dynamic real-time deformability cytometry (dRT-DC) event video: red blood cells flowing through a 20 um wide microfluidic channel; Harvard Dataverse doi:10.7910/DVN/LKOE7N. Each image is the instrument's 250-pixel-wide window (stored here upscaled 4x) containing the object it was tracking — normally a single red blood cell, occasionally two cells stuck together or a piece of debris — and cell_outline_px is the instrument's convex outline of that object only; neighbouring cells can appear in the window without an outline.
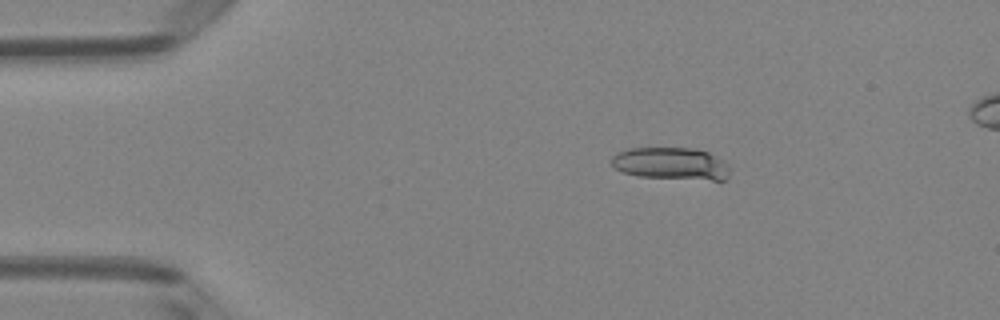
{"species": "Egyptian fruit bat (a non-hibernating species)", "species_latin": "Rousettus aegyptiacus", "temperature_condition": "room temperature", "stored_images_in_passage": 43, "segment_of_instrument_passage": [1, 2], "camera_frame_rate_fps": 3000, "um_per_image_px": 0.085, "animal": {"sex": "female"}, "frame": {"image": 1, "passage_image": 1, "time_ms": 0.0, "image_size_px": [1000, 320], "cell_outline_px": [[728, 176], [724, 180], [712, 180], [640, 176], [624, 172], [616, 168], [612, 164], [612, 156], [616, 152], [628, 148], [692, 148], [708, 152], [724, 160], [728, 164]], "centroid_in_image_um": [57.05, 13.89], "position_along_channel_um": 27.9, "area_um2": 22.14}}
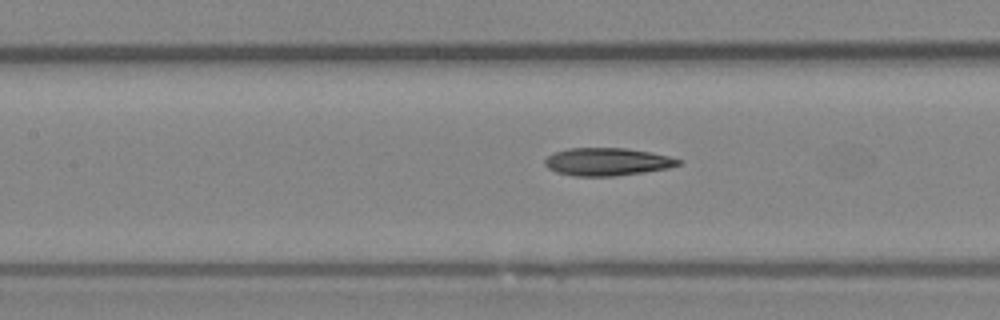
{"frame": {"image": 2, "passage_image": 15, "time_ms": 4.667, "image_size_px": [1000, 320], "cell_outline_px": [[684, 160], [680, 164], [668, 168], [644, 172], [616, 176], [572, 176], [556, 172], [548, 168], [544, 164], [544, 160], [552, 152], [568, 148], [624, 148], [648, 152], [668, 156]], "centroid_in_image_um": [51.58, 13.75], "position_along_channel_um": 155.8, "area_um2": 21.68}}
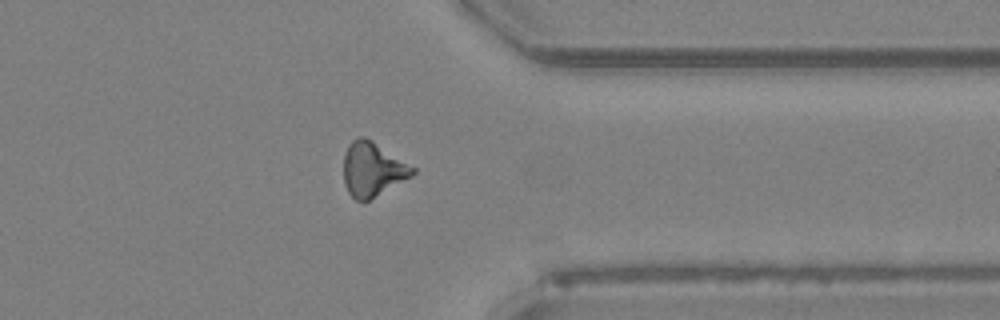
{"frame": {"image": 3, "passage_image": 32, "time_ms": 10.333, "image_size_px": [1000, 320], "cell_outline_px": [[416, 172], [412, 176], [364, 204], [356, 200], [348, 192], [344, 184], [344, 156], [348, 144], [352, 140], [360, 136], [364, 136], [372, 140], [416, 168]], "centroid_in_image_um": [31.66, 14.41], "position_along_channel_um": 379.7, "area_um2": 22.08}}